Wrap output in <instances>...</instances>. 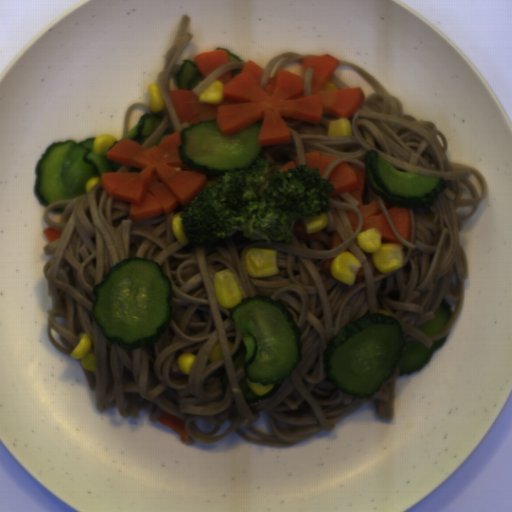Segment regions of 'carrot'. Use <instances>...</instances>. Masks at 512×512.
Listing matches in <instances>:
<instances>
[{
    "label": "carrot",
    "instance_id": "e1d6ba96",
    "mask_svg": "<svg viewBox=\"0 0 512 512\" xmlns=\"http://www.w3.org/2000/svg\"><path fill=\"white\" fill-rule=\"evenodd\" d=\"M335 258L325 259L321 264L320 272L326 274L329 277H334V275L331 272V264Z\"/></svg>",
    "mask_w": 512,
    "mask_h": 512
},
{
    "label": "carrot",
    "instance_id": "abdcd85c",
    "mask_svg": "<svg viewBox=\"0 0 512 512\" xmlns=\"http://www.w3.org/2000/svg\"><path fill=\"white\" fill-rule=\"evenodd\" d=\"M157 420L162 426H167L175 431L180 436L181 442L189 444L190 434L185 428V421L165 411Z\"/></svg>",
    "mask_w": 512,
    "mask_h": 512
},
{
    "label": "carrot",
    "instance_id": "1c9b5961",
    "mask_svg": "<svg viewBox=\"0 0 512 512\" xmlns=\"http://www.w3.org/2000/svg\"><path fill=\"white\" fill-rule=\"evenodd\" d=\"M328 180L330 184H333V191L329 193L328 199L336 195L349 193L359 201L356 207L362 213L360 233L369 229H378L381 233V240L387 244L396 243L405 247L391 228L376 199L369 204H364L363 193L366 187V172L362 168L351 167L349 164L342 162L332 170Z\"/></svg>",
    "mask_w": 512,
    "mask_h": 512
},
{
    "label": "carrot",
    "instance_id": "79d8ee17",
    "mask_svg": "<svg viewBox=\"0 0 512 512\" xmlns=\"http://www.w3.org/2000/svg\"><path fill=\"white\" fill-rule=\"evenodd\" d=\"M387 214L398 233L406 240H410L411 235V218L408 207L392 205L386 201H382Z\"/></svg>",
    "mask_w": 512,
    "mask_h": 512
},
{
    "label": "carrot",
    "instance_id": "46ec933d",
    "mask_svg": "<svg viewBox=\"0 0 512 512\" xmlns=\"http://www.w3.org/2000/svg\"><path fill=\"white\" fill-rule=\"evenodd\" d=\"M336 159V156L323 155L320 151L304 152V165L309 169L318 168V174L323 178L328 167Z\"/></svg>",
    "mask_w": 512,
    "mask_h": 512
},
{
    "label": "carrot",
    "instance_id": "cead05ca",
    "mask_svg": "<svg viewBox=\"0 0 512 512\" xmlns=\"http://www.w3.org/2000/svg\"><path fill=\"white\" fill-rule=\"evenodd\" d=\"M181 131L151 148L125 138L107 151V159L142 168L140 172L103 173L100 177L106 193L129 202L128 215L132 222L168 216L206 186L208 179L200 171L174 169L189 167L182 163L178 151L182 144Z\"/></svg>",
    "mask_w": 512,
    "mask_h": 512
},
{
    "label": "carrot",
    "instance_id": "942b0fe3",
    "mask_svg": "<svg viewBox=\"0 0 512 512\" xmlns=\"http://www.w3.org/2000/svg\"><path fill=\"white\" fill-rule=\"evenodd\" d=\"M43 232H44L45 237L49 241V243L58 238H61V234H62L61 230H58V229H55L52 227L46 228L45 230H43Z\"/></svg>",
    "mask_w": 512,
    "mask_h": 512
},
{
    "label": "carrot",
    "instance_id": "22903bb0",
    "mask_svg": "<svg viewBox=\"0 0 512 512\" xmlns=\"http://www.w3.org/2000/svg\"><path fill=\"white\" fill-rule=\"evenodd\" d=\"M342 242L343 241H342L341 237L339 236L338 232L337 231L332 232L330 239H329L330 249L338 247L339 245L342 244Z\"/></svg>",
    "mask_w": 512,
    "mask_h": 512
},
{
    "label": "carrot",
    "instance_id": "b8716197",
    "mask_svg": "<svg viewBox=\"0 0 512 512\" xmlns=\"http://www.w3.org/2000/svg\"><path fill=\"white\" fill-rule=\"evenodd\" d=\"M340 61L328 55L303 60V71L314 70L311 94H304L301 75L279 69L261 88L264 70L247 60L238 75L231 70L216 80L222 83L223 101L219 104L200 103L193 89L170 90L169 97L180 124L191 127L201 121L216 120L225 136L262 120L258 143L272 146L289 143L291 132L283 119L290 117L310 123H320L325 113L337 119H347L365 100L362 87L326 89Z\"/></svg>",
    "mask_w": 512,
    "mask_h": 512
},
{
    "label": "carrot",
    "instance_id": "7f4f0e56",
    "mask_svg": "<svg viewBox=\"0 0 512 512\" xmlns=\"http://www.w3.org/2000/svg\"><path fill=\"white\" fill-rule=\"evenodd\" d=\"M321 231H322V229L315 233H307L306 227H305L303 221L301 220V218L297 220V222L294 226V229H293V232L295 235H297L298 237H300L302 239H307V240H317L320 237Z\"/></svg>",
    "mask_w": 512,
    "mask_h": 512
},
{
    "label": "carrot",
    "instance_id": "ad0e68b4",
    "mask_svg": "<svg viewBox=\"0 0 512 512\" xmlns=\"http://www.w3.org/2000/svg\"><path fill=\"white\" fill-rule=\"evenodd\" d=\"M346 214L350 221L351 227H352L353 231L355 232L359 226V217L355 212H353L352 210H348V209L346 211Z\"/></svg>",
    "mask_w": 512,
    "mask_h": 512
},
{
    "label": "carrot",
    "instance_id": "07d2c1c8",
    "mask_svg": "<svg viewBox=\"0 0 512 512\" xmlns=\"http://www.w3.org/2000/svg\"><path fill=\"white\" fill-rule=\"evenodd\" d=\"M228 62L230 57L225 49H215L194 57V63L204 79Z\"/></svg>",
    "mask_w": 512,
    "mask_h": 512
},
{
    "label": "carrot",
    "instance_id": "e3c8d2d2",
    "mask_svg": "<svg viewBox=\"0 0 512 512\" xmlns=\"http://www.w3.org/2000/svg\"><path fill=\"white\" fill-rule=\"evenodd\" d=\"M298 166H300V164H299L298 158L296 156V157H294V161L287 162L280 168V170H281V172H284V171H288L289 169H291L293 167H298Z\"/></svg>",
    "mask_w": 512,
    "mask_h": 512
},
{
    "label": "carrot",
    "instance_id": "4e7dbe19",
    "mask_svg": "<svg viewBox=\"0 0 512 512\" xmlns=\"http://www.w3.org/2000/svg\"><path fill=\"white\" fill-rule=\"evenodd\" d=\"M365 277V273H364V269L362 267H360L359 270H357L356 274H355V279H354V283H359L361 282L362 278Z\"/></svg>",
    "mask_w": 512,
    "mask_h": 512
}]
</instances>
